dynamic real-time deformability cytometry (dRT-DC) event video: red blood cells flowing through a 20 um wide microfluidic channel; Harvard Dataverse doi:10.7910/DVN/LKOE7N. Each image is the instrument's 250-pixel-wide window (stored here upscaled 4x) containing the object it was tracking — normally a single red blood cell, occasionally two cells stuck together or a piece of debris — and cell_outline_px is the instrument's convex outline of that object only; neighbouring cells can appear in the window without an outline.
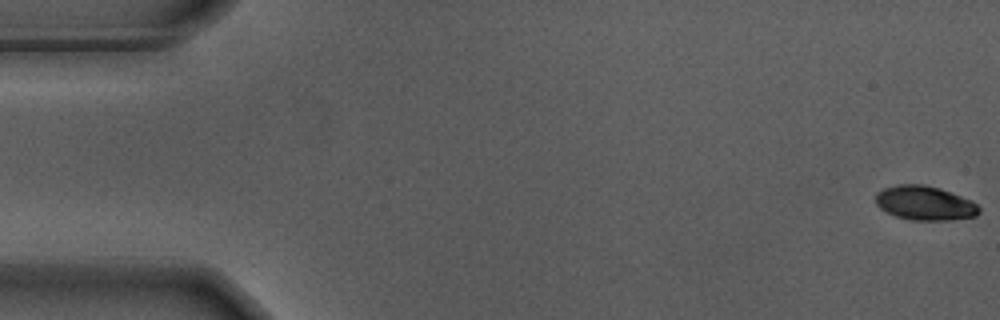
{"species": "Egyptian fruit bat (a non-hibernating species)", "species_latin": "Rousettus aegyptiacus", "temperature_condition": "warm", "stored_images_in_passage": 56, "camera_frame_rate_fps": 3000, "um_per_image_px": 0.085, "animal": {"sex": "male"}, "frame": {"image": 1, "passage_image": 1, "time_ms": 0.0, "image_size_px": [1000, 320], "cell_outline_px": [[980, 212], [976, 216], [948, 220], [912, 220], [896, 216], [880, 208], [876, 204], [876, 192], [884, 188], [900, 184], [924, 184], [940, 188], [972, 200], [980, 208]], "centroid_in_image_um": [78.62, 17.25], "position_along_channel_um": 6.4, "area_um2": 20.63}}
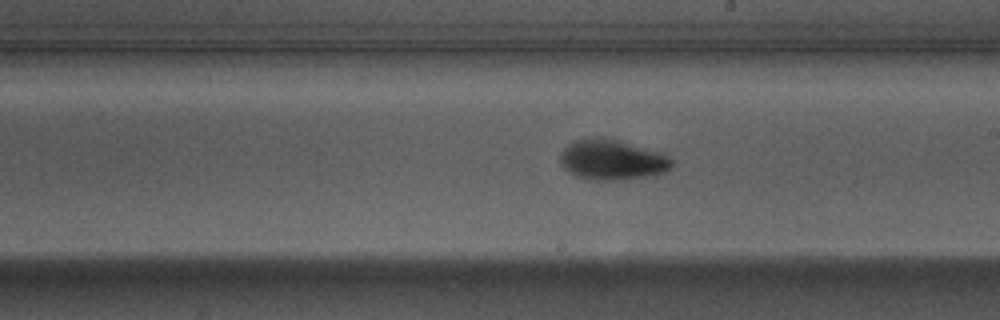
{"frame": {"image": 2, "passage_image": 32, "time_ms": 10.333, "image_size_px": [1000, 320], "cell_outline_px": [[672, 164], [664, 172], [652, 176], [624, 180], [588, 180], [576, 176], [564, 168], [560, 164], [560, 152], [568, 144], [576, 140], [616, 140], [664, 152], [672, 160]], "centroid_in_image_um": [52.05, 13.63], "position_along_channel_um": 236.9, "area_um2": 25.89}}
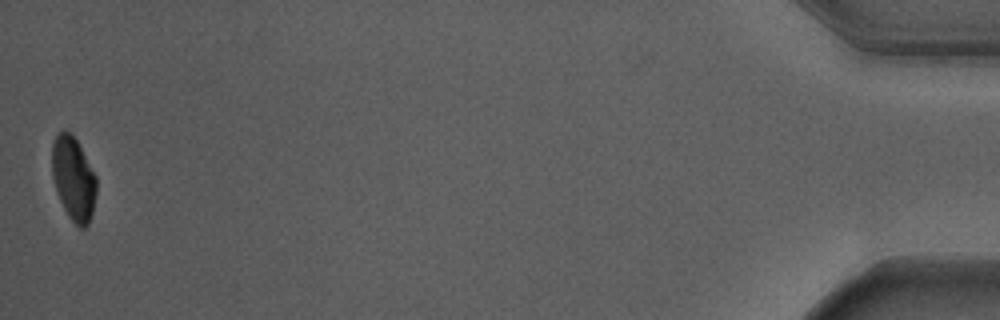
{"frame": {"image": 3, "passage_image": 56, "time_ms": 18.333, "image_size_px": [1000, 320], "cell_outline_px": [[96, 192], [92, 212], [88, 224], [84, 228], [80, 228], [68, 216], [60, 200], [52, 176], [52, 144], [56, 136], [64, 128], [76, 140], [96, 176]], "centroid_in_image_um": [6.23, 15.18], "position_along_channel_um": 429.0, "area_um2": 21.27}, "authors_computed_cell_mechanics": {"area_um2": 23.6691, "velocity_mm_per_s": 3.6772, "shape_relaxation_time_tau1_ms": 2.0895, "shape_relaxation_time_tau2_ms": 3.05, "deformation_change_tau1": 0.168, "deformation_change_tau2": 0.0559}}